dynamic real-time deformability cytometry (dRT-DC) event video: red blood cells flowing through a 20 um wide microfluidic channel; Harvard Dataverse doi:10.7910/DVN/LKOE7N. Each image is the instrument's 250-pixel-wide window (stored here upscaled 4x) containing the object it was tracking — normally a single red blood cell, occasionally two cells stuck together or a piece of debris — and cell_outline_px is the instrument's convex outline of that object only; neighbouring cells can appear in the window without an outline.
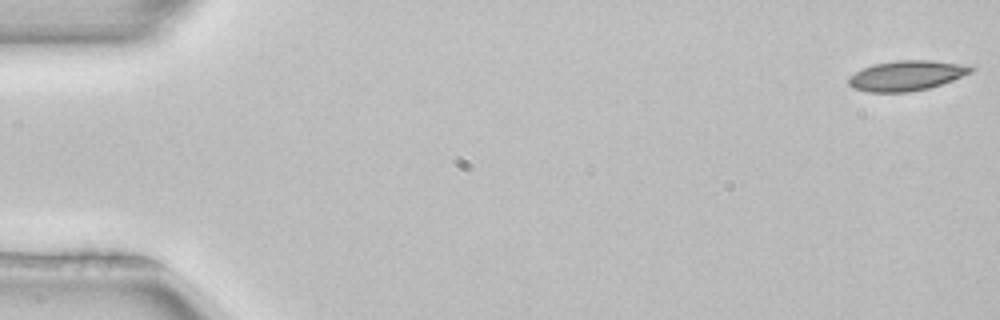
{"species": "common noctule bat (a hibernating species)", "species_latin": "Nyctalus noctula", "temperature_condition": "room temperature", "stored_images_in_passage": 52, "camera_frame_rate_fps": 3000, "um_per_image_px": 0.085, "animal": {"sex": "female", "body_mass_g": 22.7, "forearm_length_mm": 54.2}, "frame": {"image": 1, "passage_image": 1, "time_ms": 0.0, "image_size_px": [1000, 320], "cell_outline_px": [[972, 72], [952, 80], [928, 88], [908, 92], [868, 92], [852, 88], [848, 84], [848, 76], [872, 64], [896, 60], [928, 60], [972, 64]], "centroid_in_image_um": [77.05, 6.41], "position_along_channel_um": 7.9, "area_um2": 21.56}}
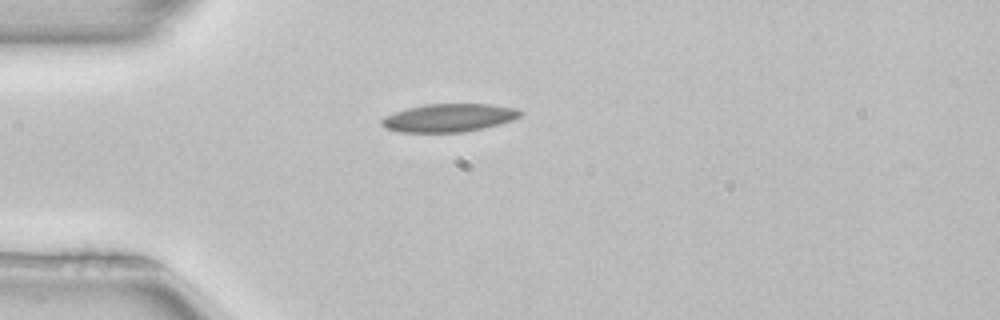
{"frame": {"image": 2, "passage_image": 14, "time_ms": 4.333, "image_size_px": [1000, 320], "cell_outline_px": [[524, 112], [520, 116], [512, 120], [500, 124], [484, 128], [464, 132], [400, 132], [384, 128], [380, 124], [380, 120], [384, 116], [408, 108], [424, 104], [488, 104], [516, 108]], "centroid_in_image_um": [38.15, 10.02], "position_along_channel_um": 46.9, "area_um2": 22.77}}
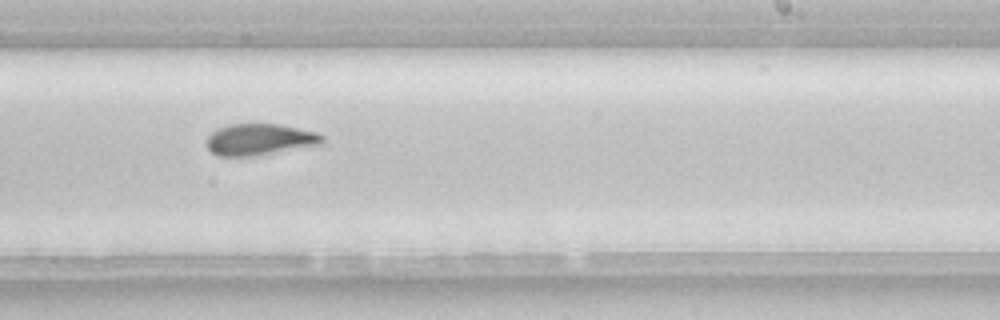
{"frame": {"image": 3, "passage_image": 32, "time_ms": 10.333, "image_size_px": [1000, 320], "cell_outline_px": [[324, 144], [256, 156], [216, 156], [208, 148], [208, 136], [212, 132], [220, 128], [232, 124], [280, 124], [316, 132], [324, 136]], "centroid_in_image_um": [22.12, 11.87], "position_along_channel_um": 266.9, "area_um2": 21.21}, "authors_computed_cell_mechanics": {"area_um2": 21.5305, "velocity_mm_per_s": 3.9576, "shape_relaxation_time_tau1_ms": 6.499, "shape_relaxation_time_tau2_ms": null, "deformation_change_tau1": 0.157, "deformation_change_tau2": null}}